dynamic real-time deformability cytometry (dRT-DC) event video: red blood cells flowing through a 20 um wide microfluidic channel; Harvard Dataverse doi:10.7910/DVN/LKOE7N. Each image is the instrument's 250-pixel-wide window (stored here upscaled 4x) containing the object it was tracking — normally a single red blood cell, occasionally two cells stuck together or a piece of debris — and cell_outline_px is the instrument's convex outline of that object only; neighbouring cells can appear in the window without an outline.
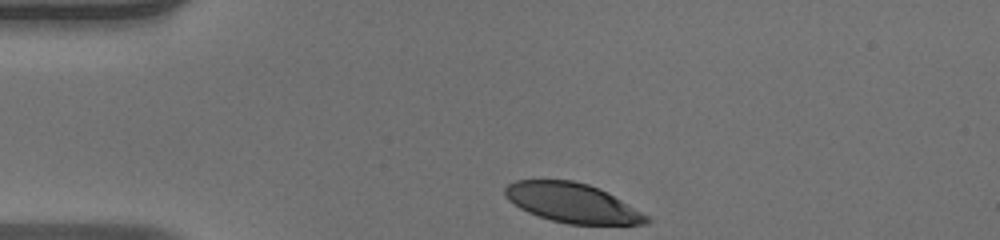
{"species": "human", "species_latin": "Homo sapiens", "temperature_condition": "warm", "stored_images_in_passage": 33, "camera_frame_rate_fps": 3000, "um_per_image_px": 0.085, "donor": {"sex": "male"}, "frame": {"image": 1, "passage_image": 1, "time_ms": 0.0, "image_size_px": [1000, 240], "cell_outline_px": [[652, 220], [644, 224], [568, 224], [552, 220], [528, 212], [520, 208], [508, 200], [504, 192], [504, 188], [508, 184], [516, 180], [572, 180], [588, 184], [620, 200], [648, 216]], "centroid_in_image_um": [48.6, 17.24], "position_along_channel_um": 36.4, "area_um2": 31.91}}
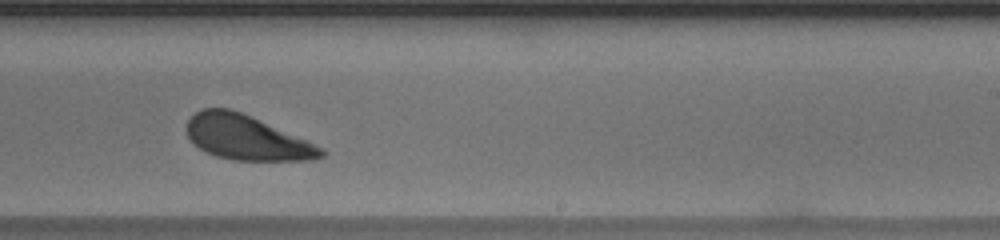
{"frame": {"image": 2, "passage_image": 22, "time_ms": 7.0, "image_size_px": [1000, 240], "cell_outline_px": [[324, 156], [312, 160], [232, 160], [216, 156], [200, 148], [188, 136], [188, 120], [196, 112], [204, 108], [228, 108], [240, 112], [308, 140], [324, 148]], "centroid_in_image_um": [21.0, 11.71], "position_along_channel_um": 268.0, "area_um2": 34.45}}
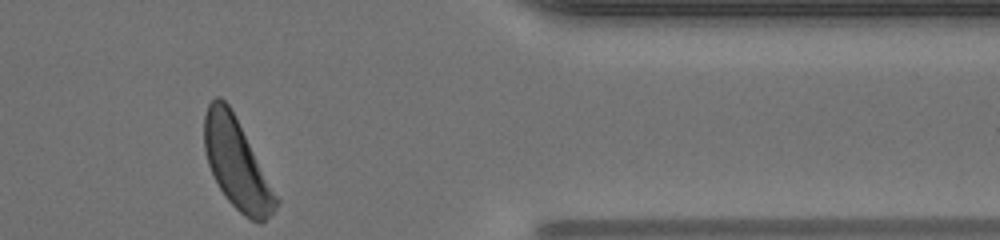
{"frame": {"image": 3, "passage_image": 33, "time_ms": 10.667, "image_size_px": [1000, 240], "cell_outline_px": [[280, 204], [260, 224], [244, 216], [224, 196], [208, 164], [204, 148], [204, 116], [208, 104], [216, 96], [220, 96], [228, 104], [280, 200]], "centroid_in_image_um": [20.11, 13.94], "position_along_channel_um": 391.3, "area_um2": 36.82}, "authors_computed_cell_mechanics": {"area_um2": 36.0094, "velocity_mm_per_s": 3.9295, "shape_relaxation_time_tau1_ms": 2.496, "shape_relaxation_time_tau2_ms": null, "deformation_change_tau1": 0.1451, "deformation_change_tau2": null}}